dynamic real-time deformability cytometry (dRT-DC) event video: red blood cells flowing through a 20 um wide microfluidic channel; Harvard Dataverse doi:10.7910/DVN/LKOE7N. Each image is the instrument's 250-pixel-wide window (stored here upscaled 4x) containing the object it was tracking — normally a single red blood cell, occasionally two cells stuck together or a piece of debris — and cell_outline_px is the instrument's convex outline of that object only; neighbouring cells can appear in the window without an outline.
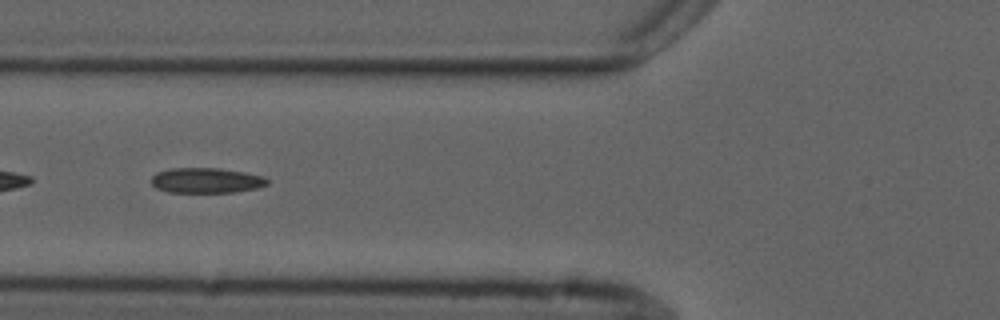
{"species": "common noctule bat (a hibernating species)", "species_latin": "Nyctalus noctula", "temperature_condition": "cold", "stored_images_in_passage": 42, "camera_frame_rate_fps": 3000, "um_per_image_px": 0.085, "animal": {"sex": "male", "forearm_length_mm": 52.5}, "frame": {"image": 1, "passage_image": 8, "time_ms": 2.333, "image_size_px": [1000, 320], "cell_outline_px": [[268, 184], [256, 188], [232, 192], [168, 192], [156, 188], [152, 184], [152, 176], [156, 172], [172, 168], [220, 168], [244, 172], [264, 176], [268, 180]], "centroid_in_image_um": [17.52, 15.33], "position_along_channel_um": 108.3, "area_um2": 16.99}}
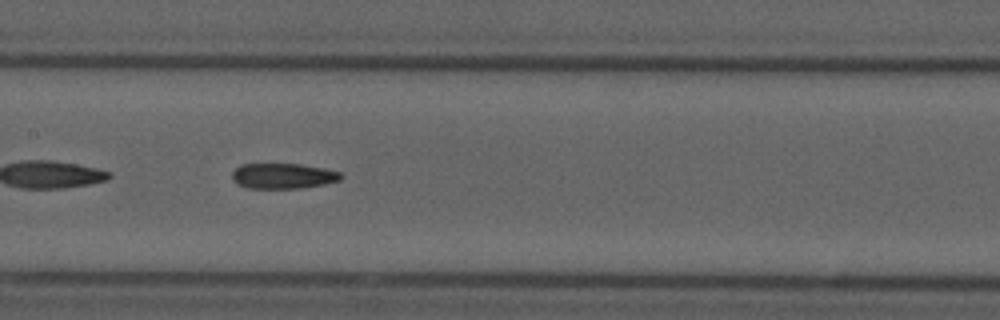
{"frame": {"image": 2, "passage_image": 14, "time_ms": 4.333, "image_size_px": [1000, 320], "cell_outline_px": [[344, 176], [340, 180], [324, 184], [300, 188], [248, 188], [236, 184], [232, 180], [232, 172], [240, 164], [300, 164], [324, 168], [340, 172]], "centroid_in_image_um": [24.04, 14.95], "position_along_channel_um": 183.4, "area_um2": 16.18}}
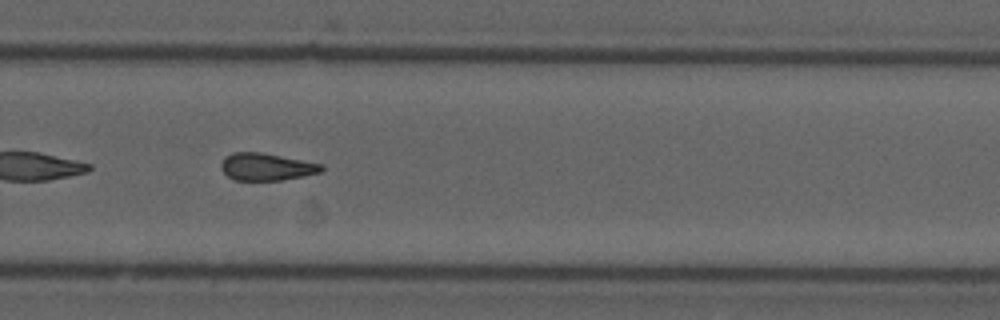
{"frame": {"image": 3, "passage_image": 24, "time_ms": 7.667, "image_size_px": [1000, 320], "cell_outline_px": [[324, 168], [320, 172], [304, 176], [284, 180], [236, 180], [228, 176], [220, 168], [220, 164], [224, 156], [232, 152], [260, 152], [324, 164]], "centroid_in_image_um": [22.64, 14.17], "position_along_channel_um": 307.2, "area_um2": 16.07}, "authors_computed_cell_mechanics": {"area_um2": 16.5308, "velocity_mm_per_s": 3.7341, "shape_relaxation_time_tau1_ms": null, "shape_relaxation_time_tau2_ms": 5.1429, "deformation_change_tau1": null, "deformation_change_tau2": 0.1302}}